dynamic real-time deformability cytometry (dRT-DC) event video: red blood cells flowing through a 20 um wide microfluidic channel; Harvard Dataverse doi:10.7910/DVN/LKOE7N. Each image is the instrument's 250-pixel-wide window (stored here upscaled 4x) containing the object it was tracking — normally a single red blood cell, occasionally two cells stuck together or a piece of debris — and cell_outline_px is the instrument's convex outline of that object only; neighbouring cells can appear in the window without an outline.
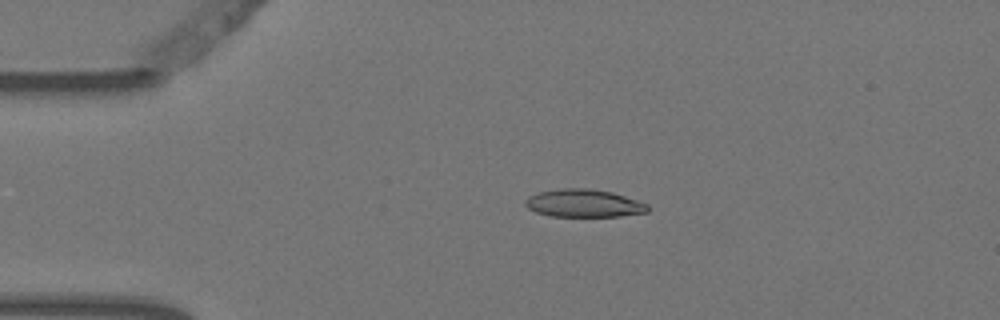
{"species": "Egyptian fruit bat (a non-hibernating species)", "species_latin": "Rousettus aegyptiacus", "temperature_condition": "warm", "stored_images_in_passage": 2, "camera_frame_rate_fps": 3000, "um_per_image_px": 0.085, "animal": {"sex": "female"}, "frame": {"image": 1, "passage_image": 2, "time_ms": 0.333, "image_size_px": [1000, 320], "cell_outline_px": [[648, 212], [620, 216], [552, 216], [536, 212], [528, 208], [524, 204], [524, 200], [528, 196], [540, 192], [564, 188], [588, 188], [612, 192], [648, 204]], "centroid_in_image_um": [49.61, 17.28], "position_along_channel_um": 35.4, "area_um2": 19.71}}